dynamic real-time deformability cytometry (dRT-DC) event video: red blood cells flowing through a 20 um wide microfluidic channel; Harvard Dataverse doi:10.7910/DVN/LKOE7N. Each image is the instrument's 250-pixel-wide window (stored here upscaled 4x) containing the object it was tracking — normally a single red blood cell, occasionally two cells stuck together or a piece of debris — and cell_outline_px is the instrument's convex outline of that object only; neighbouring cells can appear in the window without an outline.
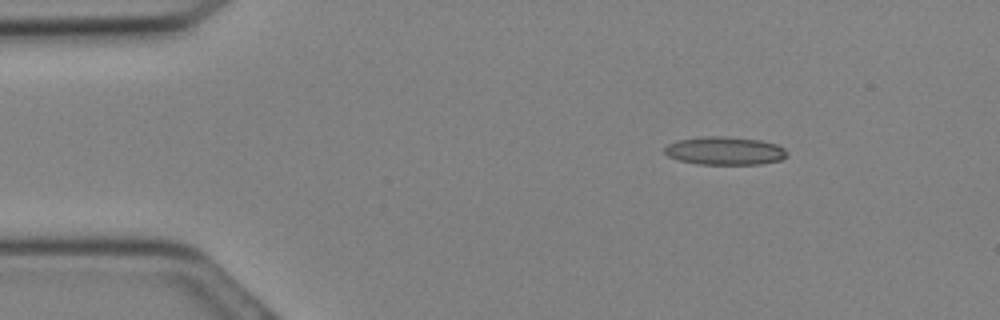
{"species": "Egyptian fruit bat (a non-hibernating species)", "species_latin": "Rousettus aegyptiacus", "temperature_condition": "cold", "stored_images_in_passage": 18, "camera_frame_rate_fps": 3000, "um_per_image_px": 0.085, "animal": {"sex": "female"}, "frame": {"image": 1, "passage_image": 4, "time_ms": 1.0, "image_size_px": [1000, 320], "cell_outline_px": [[788, 156], [780, 160], [760, 164], [700, 164], [680, 160], [668, 156], [664, 152], [664, 148], [668, 144], [676, 140], [708, 136], [724, 136], [760, 140], [776, 144], [784, 148], [788, 152]], "centroid_in_image_um": [61.62, 12.81], "position_along_channel_um": 23.4, "area_um2": 20.06}}
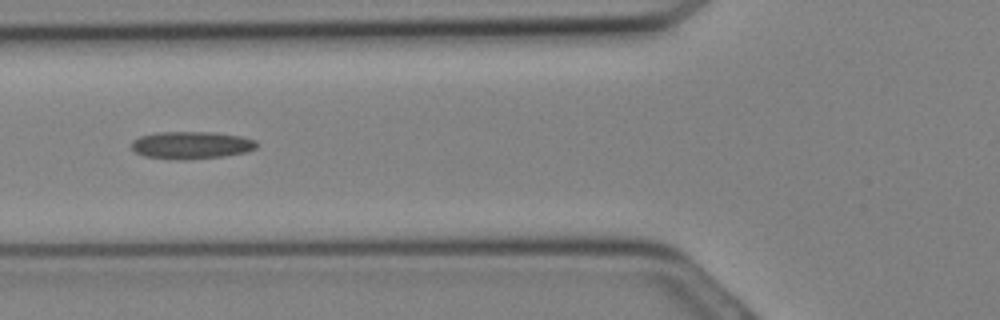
{"frame": {"image": 2, "passage_image": 11, "time_ms": 3.333, "image_size_px": [1000, 320], "cell_outline_px": [[260, 144], [256, 148], [248, 152], [224, 156], [184, 160], [180, 160], [144, 156], [136, 152], [132, 148], [132, 140], [140, 136], [156, 132], [212, 132], [240, 136], [256, 140]], "centroid_in_image_um": [16.29, 12.34], "position_along_channel_um": 109.5, "area_um2": 20.17}}
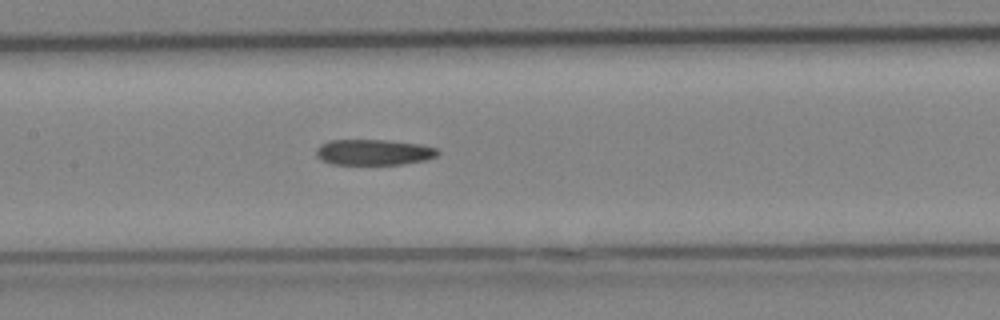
{"frame": {"image": 3, "passage_image": 14, "time_ms": 4.333, "image_size_px": [1000, 320], "cell_outline_px": [[440, 152], [436, 156], [428, 160], [404, 164], [332, 164], [320, 160], [316, 156], [316, 148], [320, 144], [328, 140], [388, 140], [420, 144], [436, 148]], "centroid_in_image_um": [31.76, 12.94], "position_along_channel_um": 175.6, "area_um2": 18.44}}